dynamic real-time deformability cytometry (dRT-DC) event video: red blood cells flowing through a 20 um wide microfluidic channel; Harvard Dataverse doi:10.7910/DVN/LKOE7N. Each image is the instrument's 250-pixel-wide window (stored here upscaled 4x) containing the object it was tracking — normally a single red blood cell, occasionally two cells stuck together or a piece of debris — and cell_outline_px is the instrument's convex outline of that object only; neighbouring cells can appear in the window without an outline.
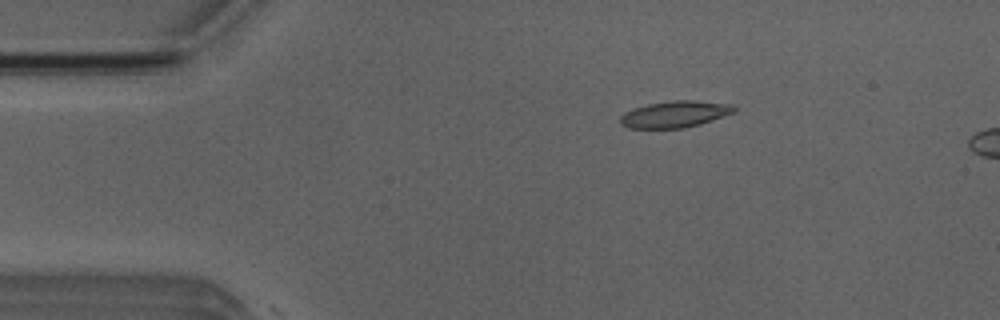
{"species": "Egyptian fruit bat (a non-hibernating species)", "species_latin": "Rousettus aegyptiacus", "temperature_condition": "room temperature", "stored_images_in_passage": 7, "camera_frame_rate_fps": 3000, "um_per_image_px": 0.085, "animal": {"sex": "male"}, "frame": {"image": 1, "passage_image": 2, "time_ms": 1.333, "image_size_px": [1000, 320], "cell_outline_px": [[736, 112], [700, 124], [684, 128], [628, 128], [620, 124], [620, 116], [624, 112], [632, 108], [648, 104], [672, 100], [692, 100], [736, 104]], "centroid_in_image_um": [57.38, 9.7], "position_along_channel_um": 27.6, "area_um2": 17.86}}
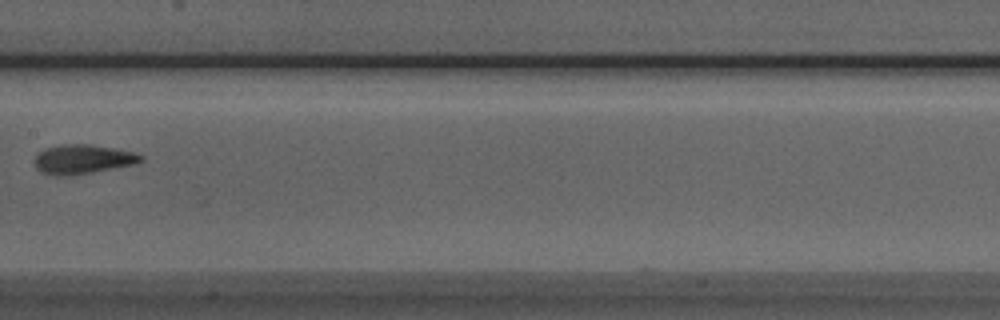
{"frame": {"image": 2, "passage_image": 7, "time_ms": 7.0, "image_size_px": [1000, 320], "cell_outline_px": [[144, 160], [136, 164], [92, 172], [64, 176], [56, 176], [44, 172], [36, 168], [36, 156], [44, 148], [64, 144], [92, 144], [132, 152], [144, 156]], "centroid_in_image_um": [7.06, 13.53], "position_along_channel_um": 200.3, "area_um2": 17.92}}